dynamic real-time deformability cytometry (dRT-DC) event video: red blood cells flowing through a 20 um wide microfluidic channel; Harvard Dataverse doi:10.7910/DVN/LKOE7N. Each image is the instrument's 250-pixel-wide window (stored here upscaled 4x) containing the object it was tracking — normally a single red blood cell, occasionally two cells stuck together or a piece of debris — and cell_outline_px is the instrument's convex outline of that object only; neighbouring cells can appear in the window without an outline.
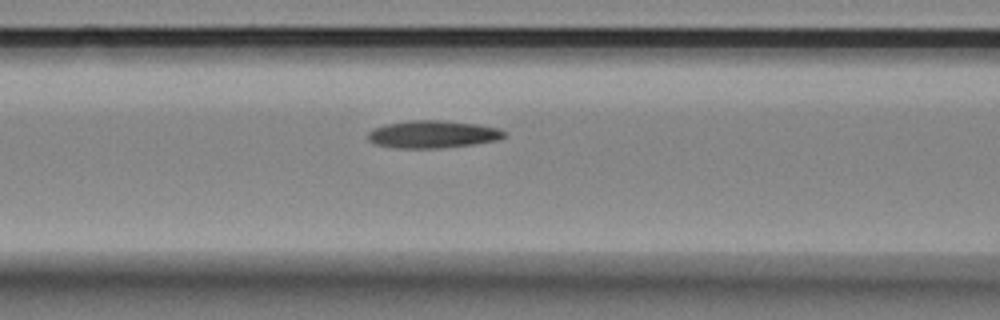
{"species": "Egyptian fruit bat (a non-hibernating species)", "species_latin": "Rousettus aegyptiacus", "temperature_condition": "room temperature", "stored_images_in_passage": 3, "camera_frame_rate_fps": 3000, "um_per_image_px": 0.085, "animal": {"sex": "female"}, "frame": {"image": 1, "passage_image": 3, "time_ms": 3.333, "image_size_px": [1000, 320], "cell_outline_px": [[508, 136], [500, 140], [472, 144], [440, 148], [396, 148], [376, 144], [368, 140], [368, 132], [376, 128], [388, 124], [412, 120], [440, 120], [476, 124], [500, 128], [508, 132]], "centroid_in_image_um": [36.87, 11.42], "position_along_channel_um": 129.7, "area_um2": 21.85}}